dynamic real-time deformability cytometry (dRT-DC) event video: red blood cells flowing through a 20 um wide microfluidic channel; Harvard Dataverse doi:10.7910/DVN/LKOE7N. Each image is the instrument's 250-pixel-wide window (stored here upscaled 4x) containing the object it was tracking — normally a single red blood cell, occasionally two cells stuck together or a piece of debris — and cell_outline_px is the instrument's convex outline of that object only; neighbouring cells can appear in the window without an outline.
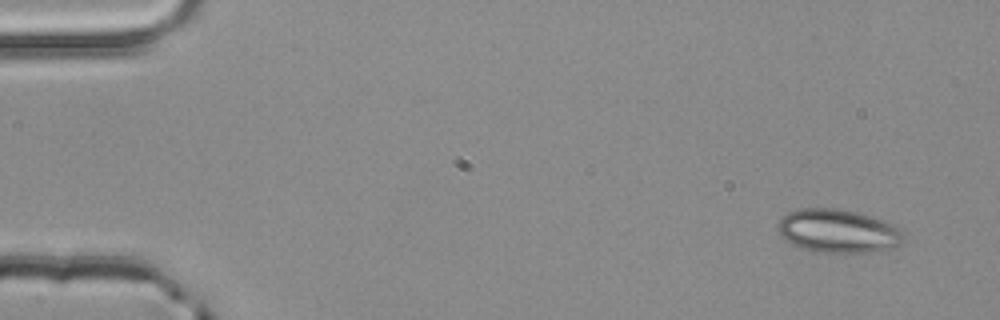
{"species": "common noctule bat (a hibernating species)", "species_latin": "Nyctalus noctula", "temperature_condition": "room temperature", "stored_images_in_passage": 4, "camera_frame_rate_fps": 3000, "um_per_image_px": 0.085, "animal": {"sex": "male", "body_mass_g": 20.4}, "frame": {"image": 1, "passage_image": 1, "time_ms": 0.0, "image_size_px": [1000, 320], "cell_outline_px": [[900, 244], [884, 252], [812, 252], [800, 248], [792, 244], [780, 232], [776, 224], [788, 212], [800, 208], [836, 208], [872, 216], [884, 220], [900, 228]], "centroid_in_image_um": [71.23, 19.64], "position_along_channel_um": 13.8, "area_um2": 31.73}}